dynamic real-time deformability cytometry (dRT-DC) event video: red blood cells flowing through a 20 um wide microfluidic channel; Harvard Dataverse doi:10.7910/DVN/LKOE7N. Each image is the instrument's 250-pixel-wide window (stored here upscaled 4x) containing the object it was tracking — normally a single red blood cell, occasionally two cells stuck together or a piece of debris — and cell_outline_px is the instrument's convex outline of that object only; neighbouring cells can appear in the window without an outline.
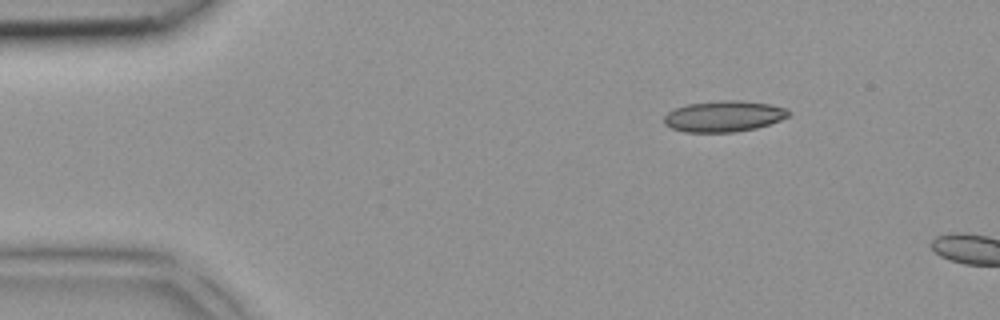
{"species": "common noctule bat (a hibernating species)", "species_latin": "Nyctalus noctula", "temperature_condition": "room temperature", "stored_images_in_passage": 2, "camera_frame_rate_fps": 3000, "um_per_image_px": 0.085, "animal": {"sex": "female", "body_mass_g": 18.4}, "frame": {"image": 1, "passage_image": 1, "time_ms": 0.0, "image_size_px": [1000, 320], "cell_outline_px": [[792, 112], [788, 116], [780, 120], [756, 128], [736, 132], [684, 132], [672, 128], [664, 124], [664, 116], [668, 112], [676, 108], [688, 104], [716, 100], [740, 100], [768, 104], [788, 108]], "centroid_in_image_um": [61.53, 9.88], "position_along_channel_um": 23.5, "area_um2": 22.6}}